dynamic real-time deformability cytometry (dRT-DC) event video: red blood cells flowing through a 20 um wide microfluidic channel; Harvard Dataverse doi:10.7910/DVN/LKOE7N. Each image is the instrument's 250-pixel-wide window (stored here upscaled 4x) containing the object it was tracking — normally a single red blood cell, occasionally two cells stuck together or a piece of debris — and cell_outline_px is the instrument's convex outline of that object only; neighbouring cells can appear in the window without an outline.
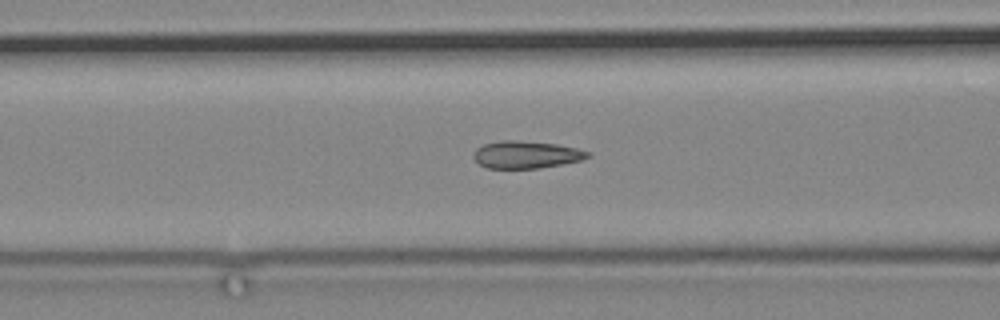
{"species": "common noctule bat (a hibernating species)", "species_latin": "Nyctalus noctula", "temperature_condition": "cold", "stored_images_in_passage": 45, "camera_frame_rate_fps": 3000, "um_per_image_px": 0.085, "animal": {"sex": "male", "body_mass_g": 19.2, "forearm_length_mm": 51.8}, "frame": {"image": 1, "passage_image": 32, "time_ms": 10.333, "image_size_px": [1000, 320], "cell_outline_px": [[592, 156], [580, 160], [540, 168], [488, 168], [480, 164], [472, 156], [476, 148], [484, 144], [500, 140], [516, 140], [556, 144], [576, 148], [592, 152]], "centroid_in_image_um": [44.73, 13.14], "position_along_channel_um": 121.9, "area_um2": 18.15}}
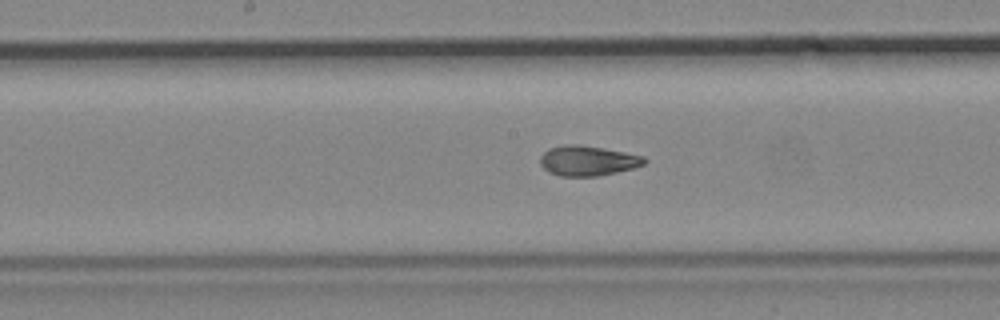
{"frame": {"image": 2, "passage_image": 39, "time_ms": 12.667, "image_size_px": [1000, 320], "cell_outline_px": [[648, 160], [644, 164], [632, 168], [616, 172], [596, 176], [560, 176], [548, 172], [540, 164], [540, 156], [548, 148], [564, 144], [580, 144], [604, 148], [644, 156]], "centroid_in_image_um": [49.93, 13.65], "position_along_channel_um": 198.3, "area_um2": 18.32}}